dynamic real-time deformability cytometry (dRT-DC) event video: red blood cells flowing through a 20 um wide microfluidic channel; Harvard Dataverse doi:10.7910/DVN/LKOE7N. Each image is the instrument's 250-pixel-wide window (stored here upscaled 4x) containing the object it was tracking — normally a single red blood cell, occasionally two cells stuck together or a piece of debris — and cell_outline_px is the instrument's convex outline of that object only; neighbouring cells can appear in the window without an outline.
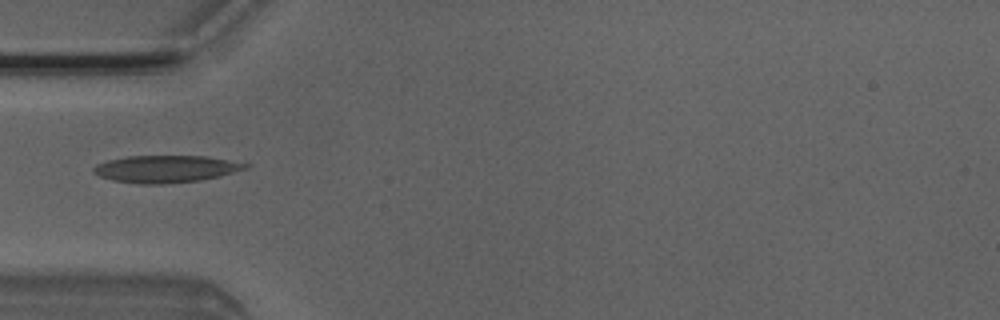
{"species": "Egyptian fruit bat (a non-hibernating species)", "species_latin": "Rousettus aegyptiacus", "temperature_condition": "room temperature", "stored_images_in_passage": 7, "camera_frame_rate_fps": 3000, "um_per_image_px": 0.085, "animal": {"sex": "male"}, "frame": {"image": 1, "passage_image": 5, "time_ms": 1.333, "image_size_px": [1000, 320], "cell_outline_px": [[252, 164], [248, 168], [220, 176], [200, 180], [164, 184], [140, 184], [112, 180], [100, 176], [92, 172], [92, 168], [96, 164], [108, 160], [128, 156], [204, 156]], "centroid_in_image_um": [14.09, 14.36], "position_along_channel_um": 70.9, "area_um2": 24.04}}